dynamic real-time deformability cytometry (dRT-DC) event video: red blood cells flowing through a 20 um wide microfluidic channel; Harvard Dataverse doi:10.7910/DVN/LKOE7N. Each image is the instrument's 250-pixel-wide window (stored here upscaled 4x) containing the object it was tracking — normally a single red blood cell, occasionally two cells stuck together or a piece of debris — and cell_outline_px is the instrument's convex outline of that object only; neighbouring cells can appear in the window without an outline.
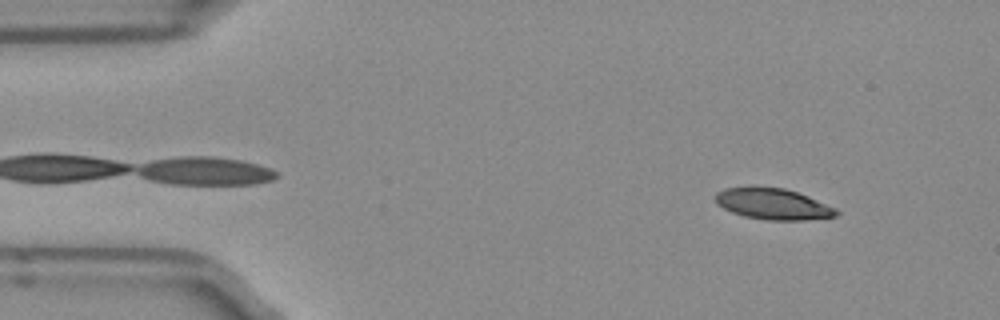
{"species": "Egyptian fruit bat (a non-hibernating species)", "species_latin": "Rousettus aegyptiacus", "temperature_condition": "room temperature", "stored_images_in_passage": 12, "camera_frame_rate_fps": 3000, "um_per_image_px": 0.085, "frame": {"image": 1, "passage_image": 5, "time_ms": 1.333, "image_size_px": [1000, 320], "cell_outline_px": [[840, 212], [836, 216], [804, 220], [768, 220], [744, 216], [732, 212], [716, 204], [716, 192], [724, 188], [752, 184], [784, 188], [808, 196], [836, 208]], "centroid_in_image_um": [65.66, 17.3], "position_along_channel_um": 19.3, "area_um2": 22.37}}